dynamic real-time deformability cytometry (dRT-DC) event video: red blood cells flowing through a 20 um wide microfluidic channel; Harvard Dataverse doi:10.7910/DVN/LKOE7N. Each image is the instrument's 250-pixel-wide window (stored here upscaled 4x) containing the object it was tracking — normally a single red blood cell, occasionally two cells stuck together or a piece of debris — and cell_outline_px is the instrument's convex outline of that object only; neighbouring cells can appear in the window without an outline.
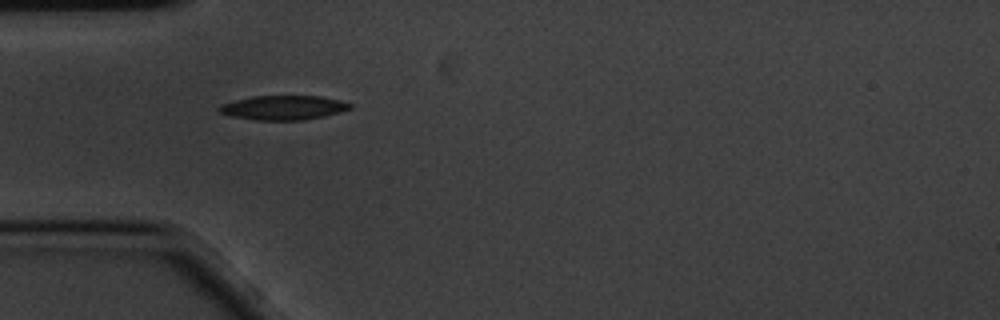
{"species": "common noctule bat (a hibernating species)", "species_latin": "Nyctalus noctula", "temperature_condition": "cold", "stored_images_in_passage": 3, "camera_frame_rate_fps": 3000, "um_per_image_px": 0.085, "animal": {"sex": "male", "body_mass_g": 20.1, "forearm_length_mm": 53.5}, "frame": {"image": 1, "passage_image": 1, "time_ms": 0.0, "image_size_px": [1000, 320], "cell_outline_px": [[352, 108], [340, 112], [324, 116], [304, 120], [256, 120], [232, 116], [216, 112], [216, 108], [220, 104], [252, 96], [320, 96], [340, 100], [352, 104]], "centroid_in_image_um": [24.06, 9.15], "position_along_channel_um": 60.9, "area_um2": 18.67}}
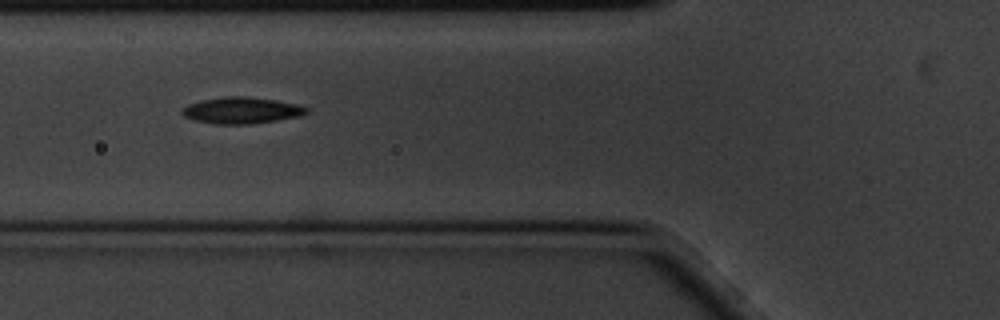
{"frame": {"image": 2, "passage_image": 2, "time_ms": 0.333, "image_size_px": [1000, 320], "cell_outline_px": [[308, 112], [300, 116], [276, 120], [248, 124], [216, 124], [196, 120], [184, 116], [180, 112], [188, 104], [200, 100], [224, 96], [244, 96], [276, 100], [296, 104], [308, 108]], "centroid_in_image_um": [20.52, 9.37], "position_along_channel_um": 105.3, "area_um2": 19.02}}
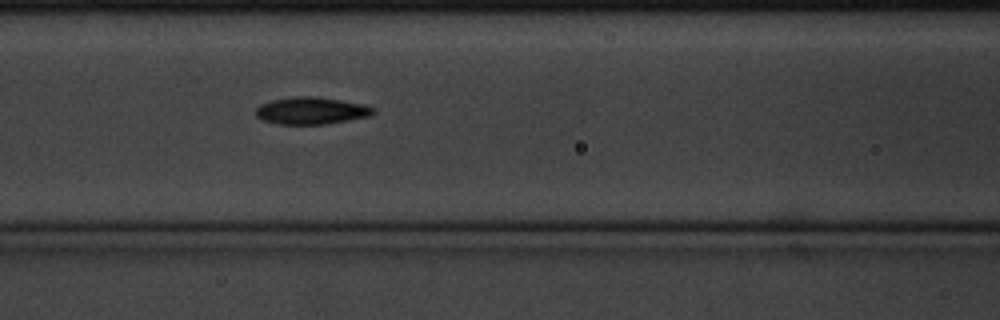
{"frame": {"image": 3, "passage_image": 3, "time_ms": 0.667, "image_size_px": [1000, 320], "cell_outline_px": [[376, 112], [372, 116], [324, 124], [280, 124], [264, 120], [256, 116], [256, 108], [260, 104], [272, 100], [296, 96], [316, 96], [364, 104], [376, 108]], "centroid_in_image_um": [26.5, 9.4], "position_along_channel_um": 140.1, "area_um2": 18.61}}